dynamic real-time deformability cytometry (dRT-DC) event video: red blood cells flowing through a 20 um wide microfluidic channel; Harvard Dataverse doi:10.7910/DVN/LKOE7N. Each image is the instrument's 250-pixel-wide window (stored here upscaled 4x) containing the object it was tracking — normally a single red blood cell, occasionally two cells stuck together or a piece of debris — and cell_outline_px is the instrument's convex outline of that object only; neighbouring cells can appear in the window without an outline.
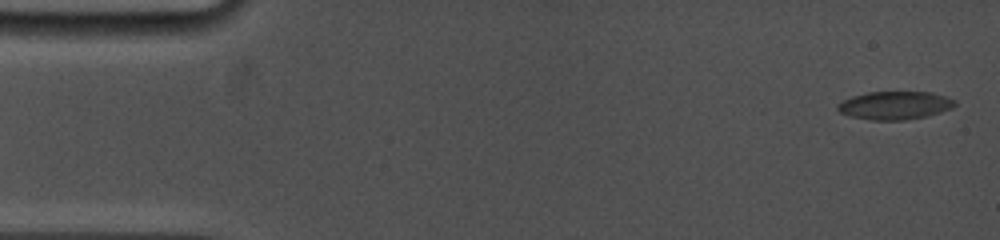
{"species": "common noctule bat (a hibernating species)", "species_latin": "Nyctalus noctula", "temperature_condition": "cold", "stored_images_in_passage": 34, "camera_frame_rate_fps": 5000, "um_per_image_px": 0.085, "animal": {"sex": "female", "body_mass_g": 19.0, "forearm_length_mm": 53.3}, "frame": {"image": 1, "passage_image": 1, "time_ms": 0.0, "image_size_px": [1000, 240], "cell_outline_px": [[956, 104], [952, 108], [928, 116], [904, 120], [872, 120], [848, 116], [840, 112], [836, 108], [836, 104], [852, 96], [868, 92], [932, 92], [956, 100]], "centroid_in_image_um": [76.05, 8.96], "position_along_channel_um": 8.9, "area_um2": 19.31}}
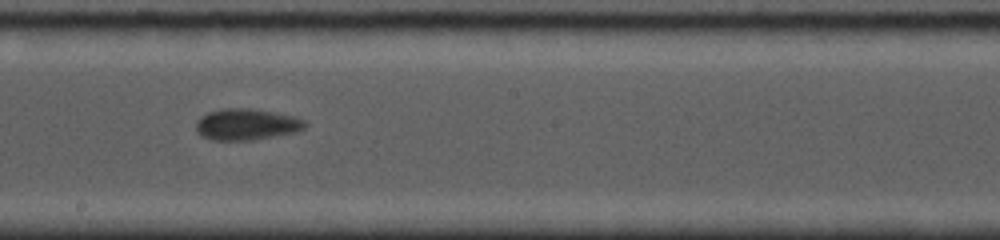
{"frame": {"image": 2, "passage_image": 20, "time_ms": 9.0, "image_size_px": [1000, 240], "cell_outline_px": [[308, 124], [304, 128], [296, 132], [252, 140], [208, 140], [200, 136], [196, 132], [196, 120], [200, 116], [208, 112], [224, 108], [248, 108], [272, 112], [292, 116], [304, 120]], "centroid_in_image_um": [20.89, 10.58], "position_along_channel_um": 227.3, "area_um2": 20.0}}
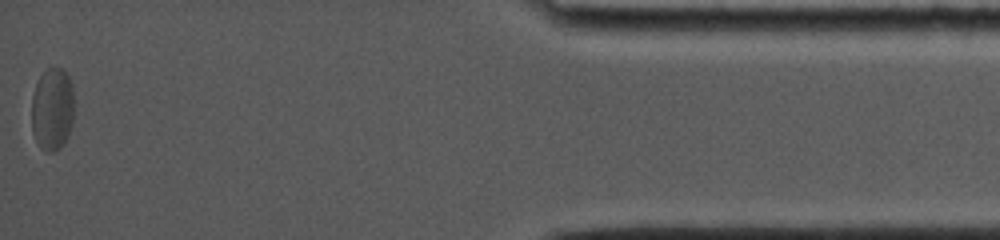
{"frame": {"image": 3, "passage_image": 34, "time_ms": 16.0, "image_size_px": [1000, 240], "cell_outline_px": [[72, 124], [68, 136], [64, 144], [60, 148], [52, 152], [48, 152], [40, 148], [32, 132], [32, 96], [36, 84], [40, 76], [48, 68], [60, 68], [68, 76], [72, 84]], "centroid_in_image_um": [4.43, 9.31], "position_along_channel_um": 430.8, "area_um2": 20.4}, "authors_computed_cell_mechanics": {"area_um2": 19.4208, "velocity_mm_per_s": 3.7872, "shape_relaxation_time_tau1_ms": 5.867, "shape_relaxation_time_tau2_ms": 1.3865, "deformation_change_tau1": 0.1142, "deformation_change_tau2": 0.0585}}